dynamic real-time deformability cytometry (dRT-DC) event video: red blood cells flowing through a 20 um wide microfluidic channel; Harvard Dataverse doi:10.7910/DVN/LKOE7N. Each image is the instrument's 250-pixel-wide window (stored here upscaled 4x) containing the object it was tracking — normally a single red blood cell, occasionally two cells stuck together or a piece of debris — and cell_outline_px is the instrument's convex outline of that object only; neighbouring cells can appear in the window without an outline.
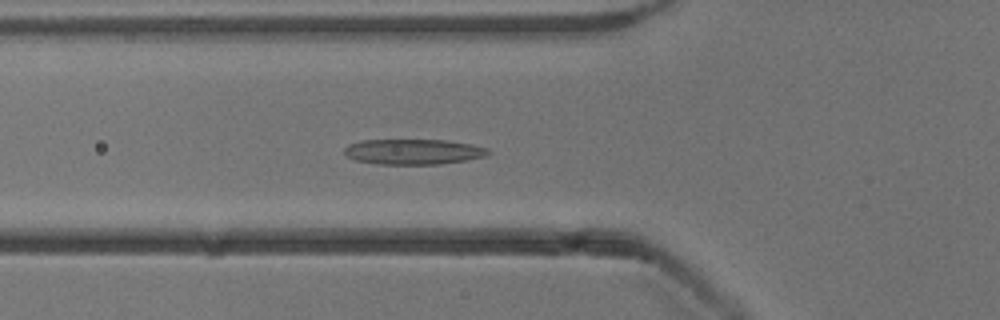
{"species": "common noctule bat (a hibernating species)", "species_latin": "Nyctalus noctula", "temperature_condition": "cold", "stored_images_in_passage": 54, "camera_frame_rate_fps": 3000, "um_per_image_px": 0.085, "animal": {"sex": "male", "body_mass_g": 13.3}, "frame": {"image": 1, "passage_image": 19, "time_ms": 6.0, "image_size_px": [1000, 320], "cell_outline_px": [[492, 152], [484, 156], [468, 160], [440, 164], [380, 164], [356, 160], [348, 156], [344, 152], [344, 148], [348, 144], [360, 140], [444, 140], [472, 144], [488, 148]], "centroid_in_image_um": [35.15, 12.89], "position_along_channel_um": 90.6, "area_um2": 21.27}}
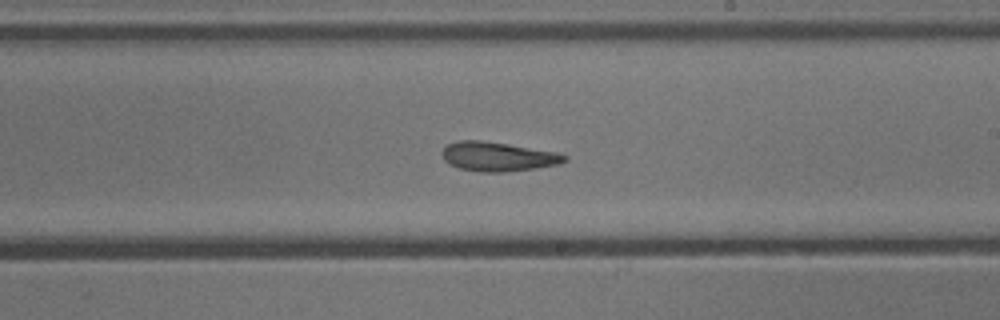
{"frame": {"image": 2, "passage_image": 31, "time_ms": 10.0, "image_size_px": [1000, 320], "cell_outline_px": [[568, 160], [560, 164], [536, 168], [504, 172], [480, 172], [460, 168], [444, 160], [440, 152], [448, 144], [460, 140], [480, 140], [508, 144], [556, 152], [568, 156]], "centroid_in_image_um": [42.34, 13.31], "position_along_channel_um": 246.7, "area_um2": 20.81}}
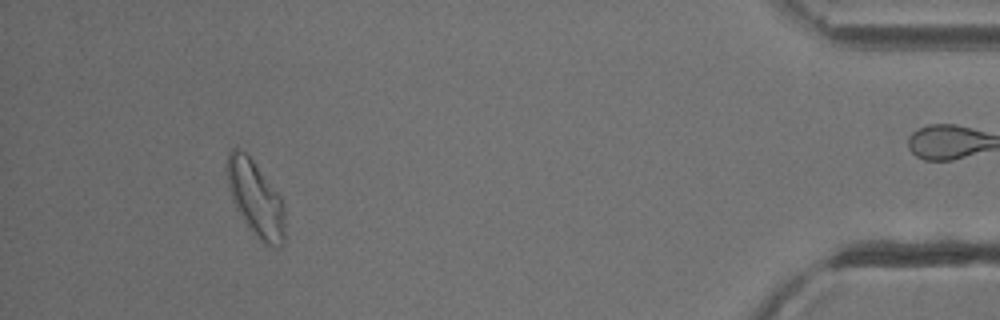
{"frame": {"image": 3, "passage_image": 49, "time_ms": 16.0, "image_size_px": [1000, 320], "cell_outline_px": [[284, 244], [276, 248], [264, 244], [248, 228], [236, 208], [232, 200], [228, 188], [228, 152], [232, 148], [240, 148], [252, 160], [280, 196], [284, 208]], "centroid_in_image_um": [21.73, 16.93], "position_along_channel_um": 413.5, "area_um2": 25.14}, "authors_computed_cell_mechanics": {"area_um2": 21.7906, "velocity_mm_per_s": 3.8869, "shape_relaxation_time_tau1_ms": null, "shape_relaxation_time_tau2_ms": 2.8514, "deformation_change_tau1": null, "deformation_change_tau2": 0.1218}}